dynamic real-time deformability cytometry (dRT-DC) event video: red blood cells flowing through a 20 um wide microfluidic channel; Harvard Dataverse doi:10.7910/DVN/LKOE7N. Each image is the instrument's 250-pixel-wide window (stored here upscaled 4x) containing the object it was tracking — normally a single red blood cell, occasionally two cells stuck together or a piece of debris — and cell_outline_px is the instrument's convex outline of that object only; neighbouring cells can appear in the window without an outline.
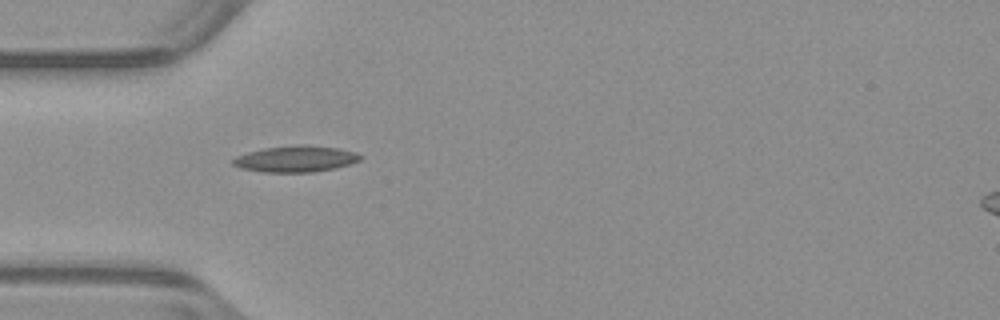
{"species": "common noctule bat (a hibernating species)", "species_latin": "Nyctalus noctula", "temperature_condition": "warm", "stored_images_in_passage": 37, "camera_frame_rate_fps": 3000, "um_per_image_px": 0.085, "animal": {"sex": "male", "body_mass_g": 23.1, "forearm_length_mm": 52.7}, "frame": {"image": 1, "passage_image": 1, "time_ms": 0.0, "image_size_px": [1000, 320], "cell_outline_px": [[364, 156], [360, 160], [336, 168], [312, 172], [264, 172], [240, 168], [232, 164], [232, 160], [236, 156], [248, 152], [264, 148], [296, 144], [304, 144], [336, 148], [356, 152]], "centroid_in_image_um": [25.13, 13.5], "position_along_channel_um": 59.9, "area_um2": 19.54}}
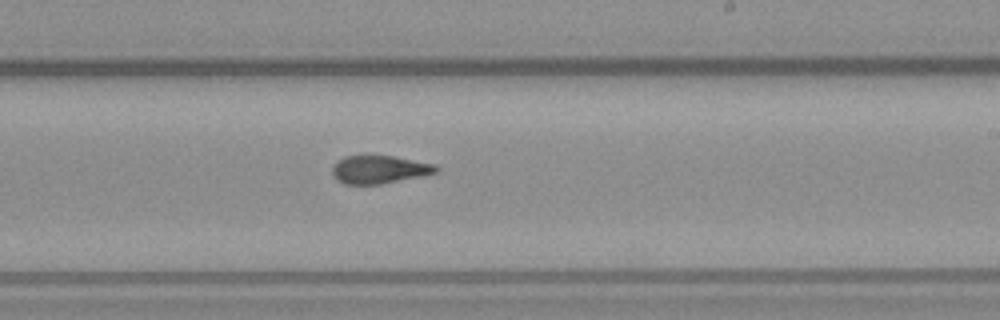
{"frame": {"image": 2, "passage_image": 16, "time_ms": 5.0, "image_size_px": [1000, 320], "cell_outline_px": [[440, 168], [436, 172], [420, 176], [380, 184], [344, 184], [336, 180], [332, 172], [332, 168], [344, 156], [392, 156], [436, 164]], "centroid_in_image_um": [32.25, 14.41], "position_along_channel_um": 256.8, "area_um2": 16.7}}
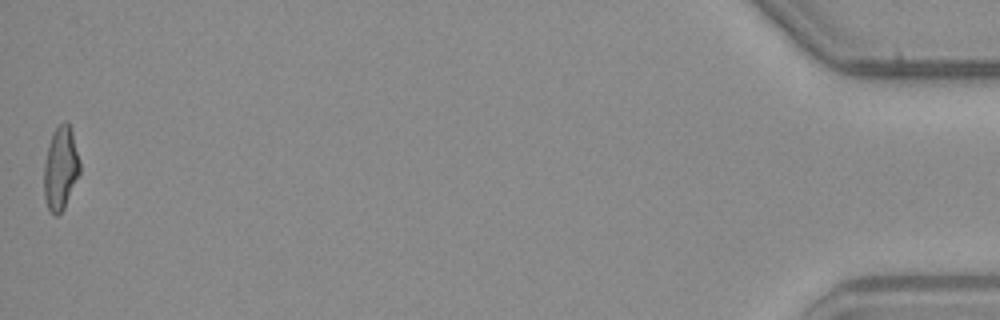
{"frame": {"image": 3, "passage_image": 37, "time_ms": 12.0, "image_size_px": [1000, 320], "cell_outline_px": [[80, 172], [64, 208], [56, 216], [48, 208], [44, 196], [44, 164], [48, 144], [52, 132], [64, 120], [68, 120], [72, 132], [80, 160]], "centroid_in_image_um": [5.15, 14.26], "position_along_channel_um": 430.0, "area_um2": 17.4}, "authors_computed_cell_mechanics": {"area_um2": 17.5712, "velocity_mm_per_s": 3.9739, "shape_relaxation_time_tau1_ms": 7.8324, "shape_relaxation_time_tau2_ms": 2.443, "deformation_change_tau1": 0.2288, "deformation_change_tau2": 0.103}}